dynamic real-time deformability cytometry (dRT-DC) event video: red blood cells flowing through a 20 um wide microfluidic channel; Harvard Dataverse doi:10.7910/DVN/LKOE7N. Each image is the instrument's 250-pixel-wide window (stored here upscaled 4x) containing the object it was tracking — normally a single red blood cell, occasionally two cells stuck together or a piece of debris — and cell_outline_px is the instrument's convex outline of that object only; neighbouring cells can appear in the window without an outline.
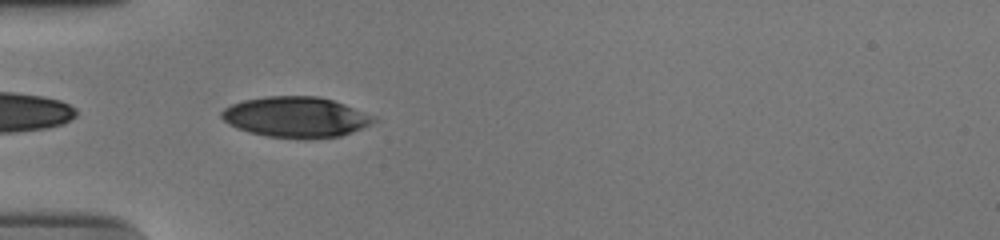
{"species": "human", "species_latin": "Homo sapiens", "temperature_condition": "cold", "stored_images_in_passage": 39, "camera_frame_rate_fps": 3000, "um_per_image_px": 0.085, "donor": {"sex": "male"}, "frame": {"image": 1, "passage_image": 2, "time_ms": 0.333, "image_size_px": [1000, 240], "cell_outline_px": [[376, 120], [372, 124], [352, 132], [340, 136], [304, 140], [268, 136], [248, 132], [236, 128], [228, 124], [220, 116], [220, 112], [224, 108], [232, 104], [244, 100], [264, 96], [316, 96], [332, 100], [344, 104], [376, 116]], "centroid_in_image_um": [25.14, 9.96], "position_along_channel_um": 59.9, "area_um2": 36.3}}
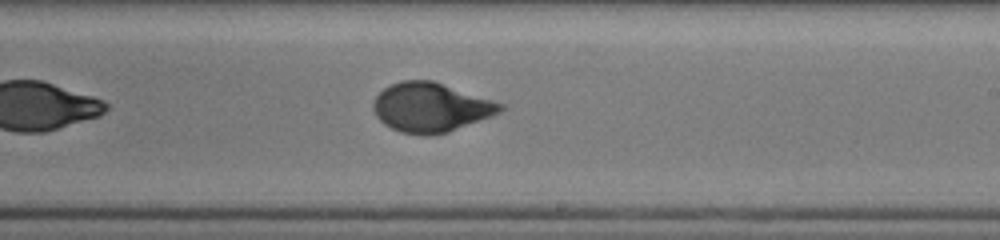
{"frame": {"image": 2, "passage_image": 18, "time_ms": 5.667, "image_size_px": [1000, 240], "cell_outline_px": [[504, 108], [500, 112], [492, 116], [448, 132], [428, 136], [424, 136], [400, 132], [384, 124], [376, 116], [372, 108], [372, 104], [376, 96], [384, 88], [392, 84], [404, 80], [432, 80], [504, 104]], "centroid_in_image_um": [36.6, 9.14], "position_along_channel_um": 252.4, "area_um2": 36.36}}
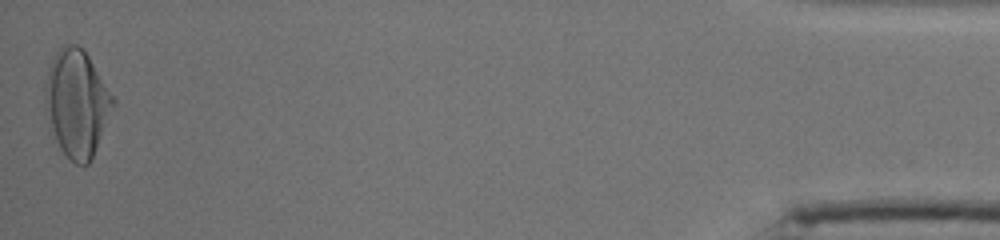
{"frame": {"image": 3, "passage_image": 39, "time_ms": 12.667, "image_size_px": [1000, 240], "cell_outline_px": [[116, 104], [92, 156], [88, 164], [76, 164], [60, 148], [48, 124], [44, 104], [44, 88], [48, 68], [56, 52], [60, 48], [68, 44], [76, 44], [84, 48], [116, 100]], "centroid_in_image_um": [6.52, 8.74], "position_along_channel_um": 428.7, "area_um2": 42.37}, "authors_computed_cell_mechanics": {"area_um2": 36.3562, "velocity_mm_per_s": 3.7379, "shape_relaxation_time_tau1_ms": 4.595, "shape_relaxation_time_tau2_ms": null, "deformation_change_tau1": 0.1888, "deformation_change_tau2": null}}